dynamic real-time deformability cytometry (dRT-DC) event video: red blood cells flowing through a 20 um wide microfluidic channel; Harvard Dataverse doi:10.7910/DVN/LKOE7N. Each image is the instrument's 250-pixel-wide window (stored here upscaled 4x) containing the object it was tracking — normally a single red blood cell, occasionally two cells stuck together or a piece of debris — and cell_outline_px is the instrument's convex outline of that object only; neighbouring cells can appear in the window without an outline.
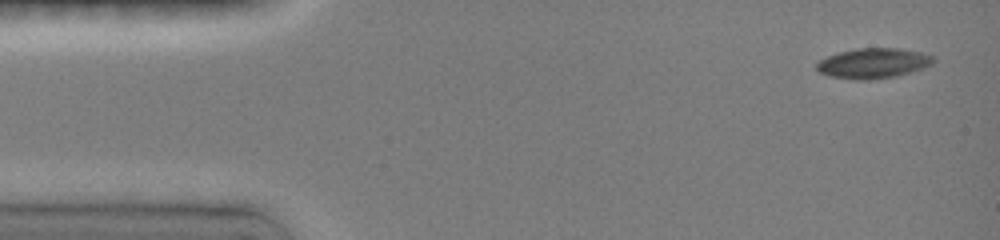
{"species": "common noctule bat (a hibernating species)", "species_latin": "Nyctalus noctula", "temperature_condition": "room temperature", "stored_images_in_passage": 41, "camera_frame_rate_fps": 3000, "um_per_image_px": 0.085, "animal": {"sex": "female", "body_mass_g": 19.0, "forearm_length_mm": 51.5}, "frame": {"image": 1, "passage_image": 1, "time_ms": 0.0, "image_size_px": [1000, 240], "cell_outline_px": [[936, 60], [932, 64], [924, 68], [912, 72], [896, 76], [868, 80], [860, 80], [828, 76], [820, 72], [816, 68], [816, 64], [820, 60], [828, 56], [840, 52], [856, 48], [900, 48], [920, 52], [932, 56]], "centroid_in_image_um": [74.24, 5.38], "position_along_channel_um": 10.8, "area_um2": 20.52}}
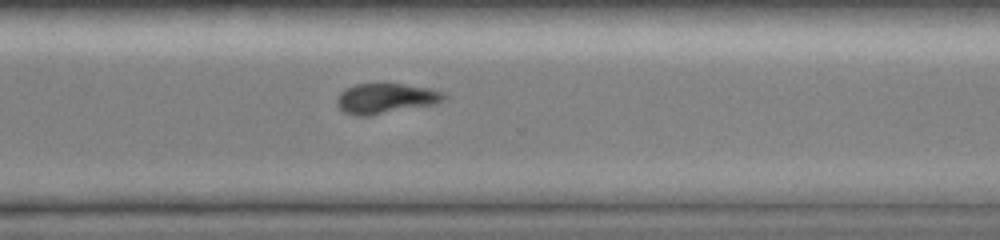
{"frame": {"image": 2, "passage_image": 30, "time_ms": 10.667, "image_size_px": [1000, 240], "cell_outline_px": [[448, 96], [444, 100], [436, 104], [368, 116], [356, 116], [344, 112], [336, 104], [336, 100], [340, 92], [356, 84], [404, 84], [428, 88], [444, 92]], "centroid_in_image_um": [32.81, 8.38], "position_along_channel_um": 337.8, "area_um2": 18.84}}
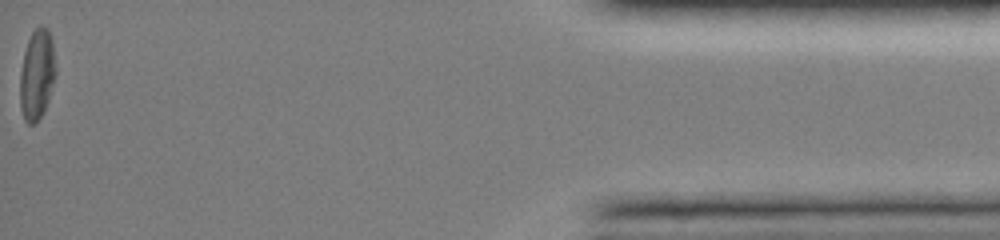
{"frame": {"image": 3, "passage_image": 41, "time_ms": 15.0, "image_size_px": [1000, 240], "cell_outline_px": [[56, 76], [48, 100], [40, 116], [32, 124], [28, 124], [24, 120], [20, 108], [20, 72], [24, 52], [28, 40], [32, 32], [40, 24], [44, 24], [48, 28], [52, 40], [56, 68]], "centroid_in_image_um": [3.14, 6.29], "position_along_channel_um": 432.1, "area_um2": 18.9}, "authors_computed_cell_mechanics": {"area_um2": 20.6346, "velocity_mm_per_s": 4.0331, "shape_relaxation_time_tau1_ms": 3.4707, "shape_relaxation_time_tau2_ms": null, "deformation_change_tau1": 0.0996, "deformation_change_tau2": null}}